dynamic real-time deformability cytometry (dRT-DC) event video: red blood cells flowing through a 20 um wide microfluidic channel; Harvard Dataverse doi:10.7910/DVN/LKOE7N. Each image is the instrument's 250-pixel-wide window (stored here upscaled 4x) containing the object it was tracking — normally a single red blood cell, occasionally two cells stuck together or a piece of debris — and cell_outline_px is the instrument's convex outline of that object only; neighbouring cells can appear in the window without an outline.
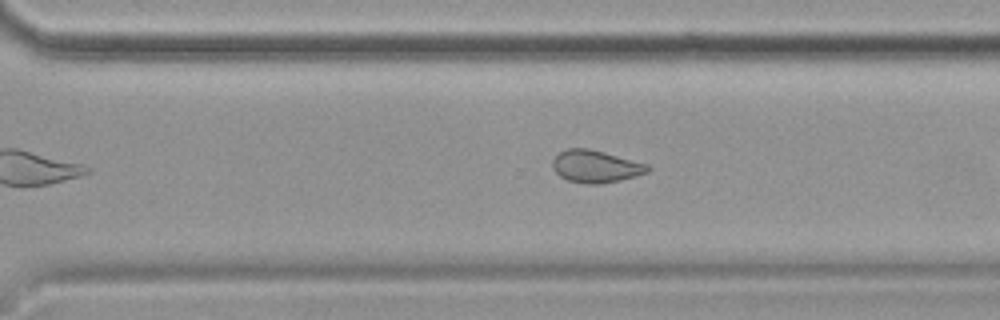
{"species": "common noctule bat (a hibernating species)", "species_latin": "Nyctalus noctula", "temperature_condition": "cold", "stored_images_in_passage": 35, "camera_frame_rate_fps": 3000, "um_per_image_px": 0.085, "animal": {"sex": "female", "body_mass_g": 19.9}, "frame": {"image": 1, "passage_image": 30, "time_ms": 9.667, "image_size_px": [1000, 320], "cell_outline_px": [[652, 168], [648, 172], [636, 176], [620, 180], [600, 184], [588, 184], [568, 180], [560, 176], [552, 168], [552, 160], [560, 152], [568, 148], [588, 148], [604, 152], [648, 164]], "centroid_in_image_um": [50.64, 14.14], "position_along_channel_um": 320.0, "area_um2": 17.92}}